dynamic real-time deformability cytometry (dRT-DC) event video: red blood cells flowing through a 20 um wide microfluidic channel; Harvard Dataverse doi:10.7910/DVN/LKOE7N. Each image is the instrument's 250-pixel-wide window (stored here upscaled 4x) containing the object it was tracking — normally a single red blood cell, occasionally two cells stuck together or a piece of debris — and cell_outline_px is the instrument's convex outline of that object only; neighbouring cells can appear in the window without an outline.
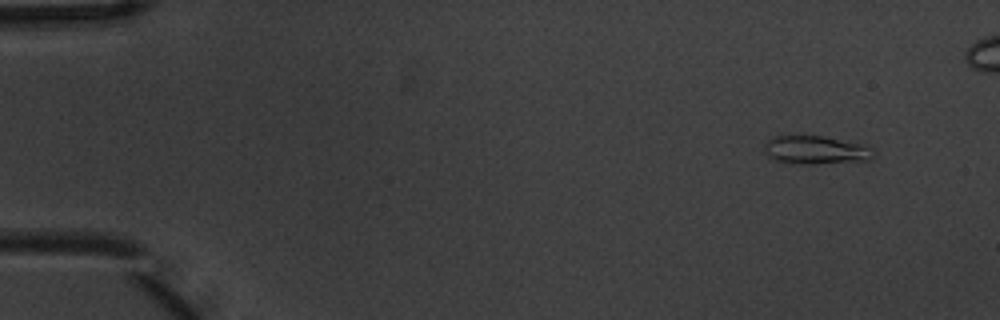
{"species": "common noctule bat (a hibernating species)", "species_latin": "Nyctalus noctula", "temperature_condition": "warm", "stored_images_in_passage": 4, "camera_frame_rate_fps": 3000, "um_per_image_px": 0.085, "animal": {"sex": "male", "body_mass_g": 20.1, "forearm_length_mm": 53.5}, "frame": {"image": 1, "passage_image": 1, "time_ms": 0.0, "image_size_px": [1000, 320], "cell_outline_px": [[876, 156], [868, 160], [812, 164], [800, 164], [776, 160], [768, 156], [764, 152], [764, 144], [768, 140], [776, 136], [824, 136], [860, 144], [872, 148], [876, 152]], "centroid_in_image_um": [69.35, 12.75], "position_along_channel_um": 15.6, "area_um2": 17.92}}
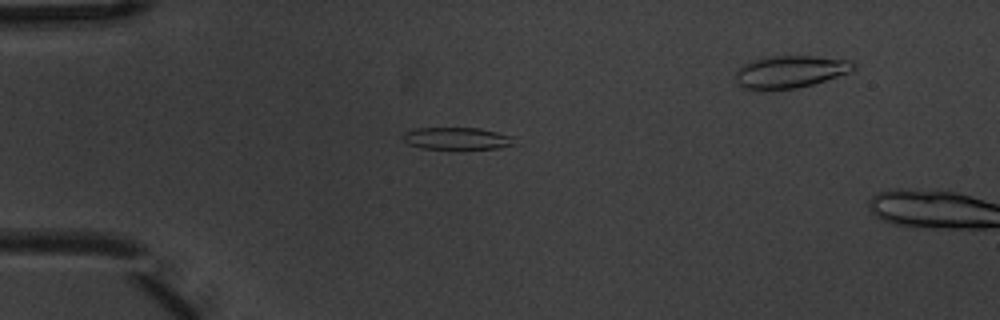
{"frame": {"image": 2, "passage_image": 3, "time_ms": 0.667, "image_size_px": [1000, 320], "cell_outline_px": [[516, 136], [512, 144], [500, 148], [420, 148], [408, 144], [400, 136], [404, 132], [416, 128], [480, 128]], "centroid_in_image_um": [38.82, 11.75], "position_along_channel_um": 46.2, "area_um2": 14.33}}